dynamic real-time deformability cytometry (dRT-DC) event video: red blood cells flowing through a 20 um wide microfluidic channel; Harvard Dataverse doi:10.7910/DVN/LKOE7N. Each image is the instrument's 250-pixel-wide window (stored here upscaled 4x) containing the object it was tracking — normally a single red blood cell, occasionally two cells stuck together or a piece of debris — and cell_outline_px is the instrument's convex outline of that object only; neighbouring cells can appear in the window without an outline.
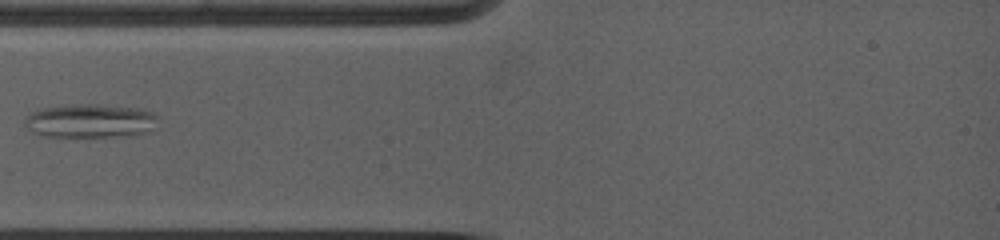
{"species": "common noctule bat (a hibernating species)", "species_latin": "Nyctalus noctula", "temperature_condition": "warm", "stored_images_in_passage": 43, "camera_frame_rate_fps": 5000, "um_per_image_px": 0.085, "animal": {"sex": "female", "body_mass_g": 19.0, "forearm_length_mm": 53.3}, "frame": {"image": 1, "passage_image": 6, "time_ms": 2.8, "image_size_px": [1000, 240], "cell_outline_px": [[160, 116], [144, 132], [132, 136], [40, 136], [32, 132], [24, 124], [24, 120], [32, 112], [44, 108], [72, 104], [100, 104], [136, 108], [152, 112]], "centroid_in_image_um": [7.63, 10.27], "position_along_channel_um": 77.4, "area_um2": 25.89}}
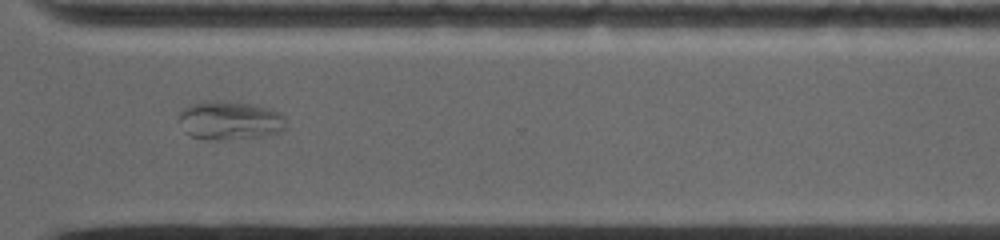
{"frame": {"image": 2, "passage_image": 30, "time_ms": 9.8, "image_size_px": [1000, 240], "cell_outline_px": [[284, 128], [276, 132], [264, 136], [216, 140], [208, 140], [192, 136], [184, 132], [180, 120], [180, 112], [188, 104], [216, 100], [220, 100], [248, 104], [268, 108], [284, 116]], "centroid_in_image_um": [19.48, 10.24], "position_along_channel_um": 351.1, "area_um2": 23.76}}
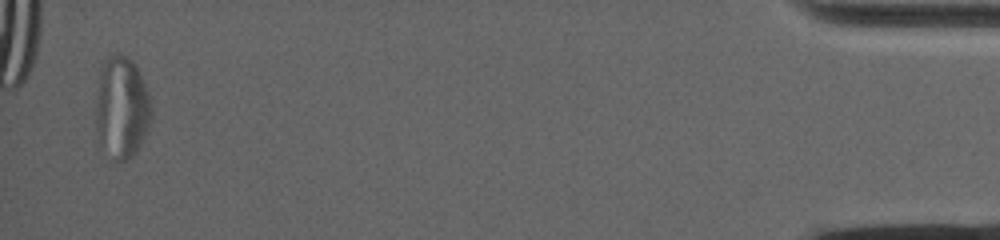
{"frame": {"image": 3, "passage_image": 42, "time_ms": 15.0, "image_size_px": [1000, 240], "cell_outline_px": [[152, 120], [136, 152], [132, 156], [124, 160], [112, 160], [100, 148], [96, 132], [96, 104], [100, 64], [112, 52], [120, 52], [128, 56], [136, 64], [140, 72], [152, 100]], "centroid_in_image_um": [10.34, 9.1], "position_along_channel_um": 424.9, "area_um2": 34.1}}